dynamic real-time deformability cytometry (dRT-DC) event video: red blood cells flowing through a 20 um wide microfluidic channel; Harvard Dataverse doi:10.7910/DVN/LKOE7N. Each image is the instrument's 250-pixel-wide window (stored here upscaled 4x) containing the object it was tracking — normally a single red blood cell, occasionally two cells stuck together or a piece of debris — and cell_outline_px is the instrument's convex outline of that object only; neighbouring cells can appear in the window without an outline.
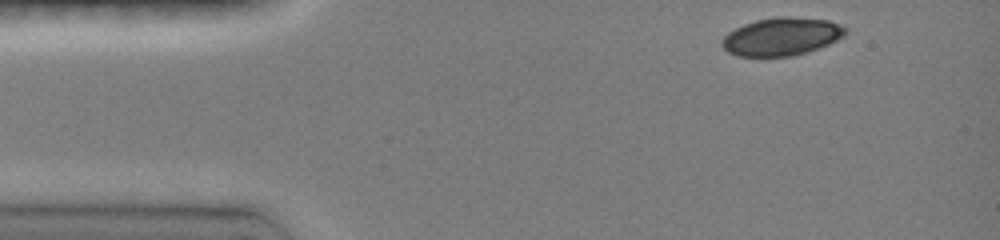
{"species": "common noctule bat (a hibernating species)", "species_latin": "Nyctalus noctula", "temperature_condition": "room temperature", "stored_images_in_passage": 5, "camera_frame_rate_fps": 3000, "um_per_image_px": 0.085, "animal": {"sex": "female", "body_mass_g": 19.0, "forearm_length_mm": 51.5}, "frame": {"image": 1, "passage_image": 1, "time_ms": 0.0, "image_size_px": [1000, 240], "cell_outline_px": [[848, 32], [844, 36], [828, 44], [792, 56], [736, 56], [728, 52], [720, 44], [724, 36], [728, 32], [744, 24], [756, 20], [776, 16], [788, 16], [828, 20], [840, 24], [848, 28]], "centroid_in_image_um": [66.43, 3.09], "position_along_channel_um": 18.6, "area_um2": 27.28}}
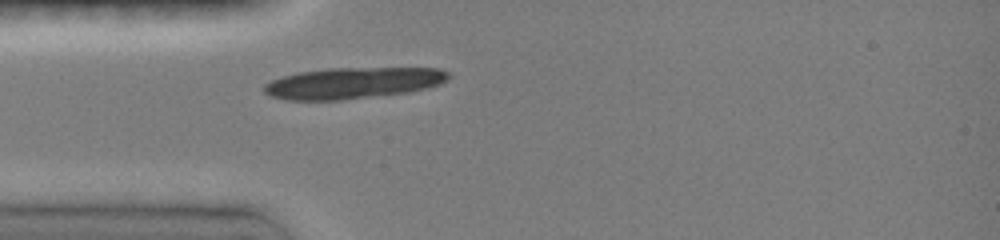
{"frame": {"image": 2, "passage_image": 5, "time_ms": 2.667, "image_size_px": [1000, 240], "cell_outline_px": [[452, 76], [448, 80], [440, 84], [428, 88], [408, 92], [340, 100], [288, 100], [272, 96], [264, 92], [264, 84], [272, 80], [284, 76], [300, 72], [328, 68], [440, 68], [448, 72]], "centroid_in_image_um": [30.05, 7.05], "position_along_channel_um": 54.9, "area_um2": 33.52}}